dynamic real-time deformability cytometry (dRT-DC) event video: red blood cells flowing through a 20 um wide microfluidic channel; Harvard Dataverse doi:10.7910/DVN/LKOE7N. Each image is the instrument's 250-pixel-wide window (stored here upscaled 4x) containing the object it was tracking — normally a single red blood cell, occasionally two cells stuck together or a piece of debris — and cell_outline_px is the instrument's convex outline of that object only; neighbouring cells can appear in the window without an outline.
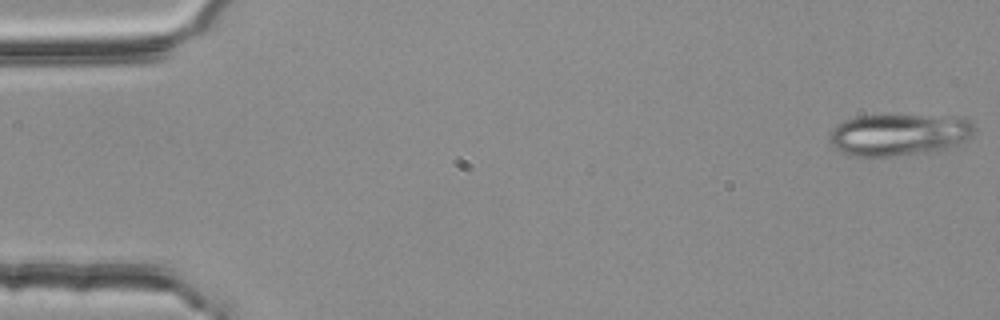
{"species": "common noctule bat (a hibernating species)", "species_latin": "Nyctalus noctula", "temperature_condition": "room temperature", "stored_images_in_passage": 54, "camera_frame_rate_fps": 3000, "um_per_image_px": 0.085, "animal": {"sex": "female", "body_mass_g": 25.1}, "frame": {"image": 1, "passage_image": 1, "time_ms": 0.0, "image_size_px": [1000, 320], "cell_outline_px": [[976, 128], [964, 140], [948, 148], [928, 152], [896, 156], [848, 156], [840, 152], [832, 144], [828, 136], [832, 128], [836, 124], [844, 120], [856, 116], [964, 116]], "centroid_in_image_um": [76.36, 11.45], "position_along_channel_um": 8.6, "area_um2": 35.32}}
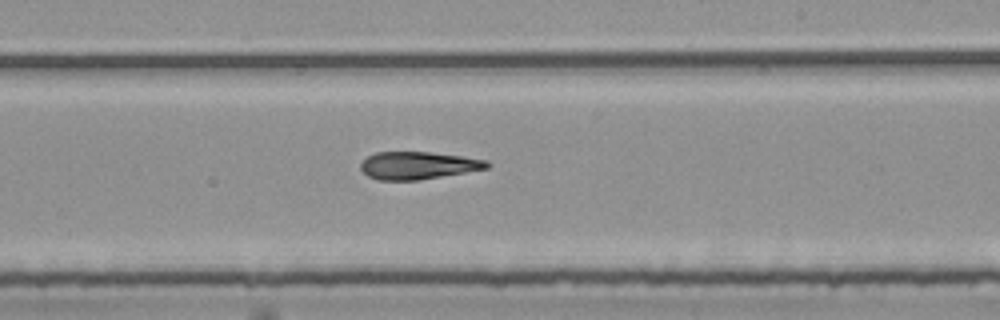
{"frame": {"image": 2, "passage_image": 32, "time_ms": 10.333, "image_size_px": [1000, 320], "cell_outline_px": [[492, 164], [488, 168], [420, 180], [380, 180], [368, 176], [360, 168], [360, 164], [368, 156], [376, 152], [428, 152], [460, 156], [488, 160]], "centroid_in_image_um": [35.55, 14.06], "position_along_channel_um": 253.5, "area_um2": 20.17}}
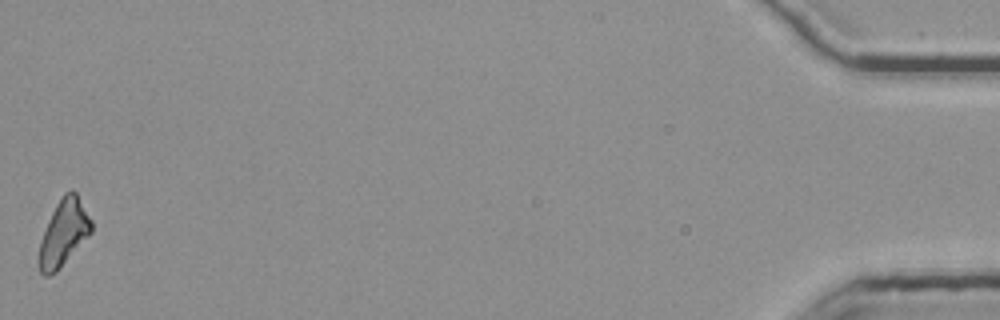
{"frame": {"image": 3, "passage_image": 54, "time_ms": 17.667, "image_size_px": [1000, 320], "cell_outline_px": [[92, 232], [56, 272], [48, 276], [44, 276], [40, 272], [40, 240], [48, 220], [56, 204], [64, 192], [72, 188], [76, 192], [92, 220]], "centroid_in_image_um": [5.43, 19.75], "position_along_channel_um": 429.8, "area_um2": 20.0}, "authors_computed_cell_mechanics": {"area_um2": 21.2415, "velocity_mm_per_s": 3.7675, "shape_relaxation_time_tau1_ms": null, "shape_relaxation_time_tau2_ms": 5.1948, "deformation_change_tau1": null, "deformation_change_tau2": 0.1515}}